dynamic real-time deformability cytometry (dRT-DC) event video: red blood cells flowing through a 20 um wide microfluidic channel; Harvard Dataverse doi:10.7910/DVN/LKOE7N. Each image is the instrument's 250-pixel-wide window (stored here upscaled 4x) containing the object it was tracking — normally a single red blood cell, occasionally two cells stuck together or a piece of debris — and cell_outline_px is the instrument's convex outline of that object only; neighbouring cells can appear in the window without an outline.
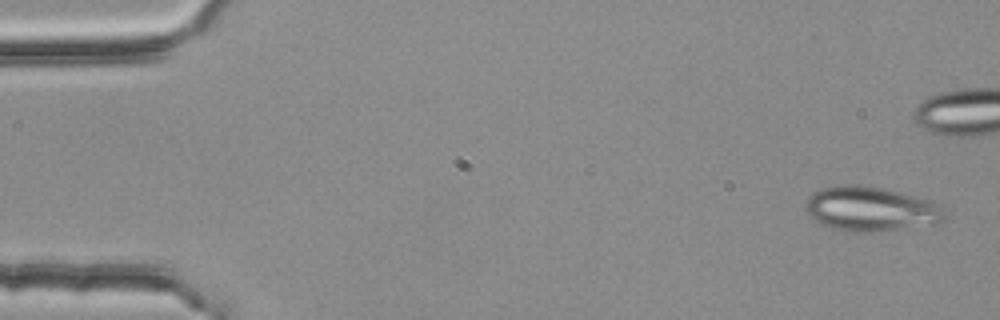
{"species": "common noctule bat (a hibernating species)", "species_latin": "Nyctalus noctula", "temperature_condition": "room temperature", "stored_images_in_passage": 5, "camera_frame_rate_fps": 3000, "um_per_image_px": 0.085, "animal": {"sex": "female", "body_mass_g": 25.1}, "frame": {"image": 1, "passage_image": 1, "time_ms": 0.0, "image_size_px": [1000, 320], "cell_outline_px": [[944, 220], [936, 224], [876, 232], [856, 232], [832, 228], [816, 220], [804, 208], [804, 204], [808, 196], [812, 192], [824, 188], [848, 184], [856, 184], [884, 188], [932, 200], [944, 204]], "centroid_in_image_um": [74.08, 17.75], "position_along_channel_um": 10.9, "area_um2": 36.36}}